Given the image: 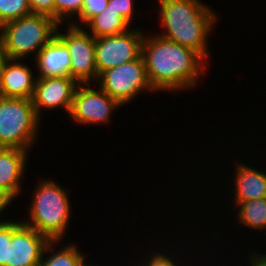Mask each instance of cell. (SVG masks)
Wrapping results in <instances>:
<instances>
[{
    "label": "cell",
    "instance_id": "1",
    "mask_svg": "<svg viewBox=\"0 0 266 266\" xmlns=\"http://www.w3.org/2000/svg\"><path fill=\"white\" fill-rule=\"evenodd\" d=\"M153 34L149 37L145 34L142 56L147 79L154 91L195 89L207 69L206 61L192 49Z\"/></svg>",
    "mask_w": 266,
    "mask_h": 266
},
{
    "label": "cell",
    "instance_id": "2",
    "mask_svg": "<svg viewBox=\"0 0 266 266\" xmlns=\"http://www.w3.org/2000/svg\"><path fill=\"white\" fill-rule=\"evenodd\" d=\"M159 36L190 48L209 62L208 39L217 21L216 11L201 0H158ZM214 27V28H213Z\"/></svg>",
    "mask_w": 266,
    "mask_h": 266
},
{
    "label": "cell",
    "instance_id": "3",
    "mask_svg": "<svg viewBox=\"0 0 266 266\" xmlns=\"http://www.w3.org/2000/svg\"><path fill=\"white\" fill-rule=\"evenodd\" d=\"M35 191L26 221L22 223L33 228L50 241H61L67 232L71 217L68 191L54 180L40 179Z\"/></svg>",
    "mask_w": 266,
    "mask_h": 266
},
{
    "label": "cell",
    "instance_id": "4",
    "mask_svg": "<svg viewBox=\"0 0 266 266\" xmlns=\"http://www.w3.org/2000/svg\"><path fill=\"white\" fill-rule=\"evenodd\" d=\"M58 25L49 16L33 13L1 25L0 31L9 59L23 61L31 54L35 53L36 56L56 35Z\"/></svg>",
    "mask_w": 266,
    "mask_h": 266
},
{
    "label": "cell",
    "instance_id": "5",
    "mask_svg": "<svg viewBox=\"0 0 266 266\" xmlns=\"http://www.w3.org/2000/svg\"><path fill=\"white\" fill-rule=\"evenodd\" d=\"M42 122L35 113L32 99L0 100V147L30 151L39 137Z\"/></svg>",
    "mask_w": 266,
    "mask_h": 266
},
{
    "label": "cell",
    "instance_id": "6",
    "mask_svg": "<svg viewBox=\"0 0 266 266\" xmlns=\"http://www.w3.org/2000/svg\"><path fill=\"white\" fill-rule=\"evenodd\" d=\"M99 87L122 106L146 91L155 92L149 84L143 56L102 72Z\"/></svg>",
    "mask_w": 266,
    "mask_h": 266
},
{
    "label": "cell",
    "instance_id": "7",
    "mask_svg": "<svg viewBox=\"0 0 266 266\" xmlns=\"http://www.w3.org/2000/svg\"><path fill=\"white\" fill-rule=\"evenodd\" d=\"M67 30L60 31L57 27L56 35L64 42L70 53L71 78L79 84L94 83L98 80L95 61V38L86 30L72 24H66Z\"/></svg>",
    "mask_w": 266,
    "mask_h": 266
},
{
    "label": "cell",
    "instance_id": "8",
    "mask_svg": "<svg viewBox=\"0 0 266 266\" xmlns=\"http://www.w3.org/2000/svg\"><path fill=\"white\" fill-rule=\"evenodd\" d=\"M130 28L126 32L95 39V61L98 76L123 63L138 59L142 55L145 31Z\"/></svg>",
    "mask_w": 266,
    "mask_h": 266
},
{
    "label": "cell",
    "instance_id": "9",
    "mask_svg": "<svg viewBox=\"0 0 266 266\" xmlns=\"http://www.w3.org/2000/svg\"><path fill=\"white\" fill-rule=\"evenodd\" d=\"M90 84H79L76 88L69 117L81 125H105L112 119L113 111L122 105L100 87L95 89Z\"/></svg>",
    "mask_w": 266,
    "mask_h": 266
},
{
    "label": "cell",
    "instance_id": "10",
    "mask_svg": "<svg viewBox=\"0 0 266 266\" xmlns=\"http://www.w3.org/2000/svg\"><path fill=\"white\" fill-rule=\"evenodd\" d=\"M50 240L22 221L11 220L7 266H39Z\"/></svg>",
    "mask_w": 266,
    "mask_h": 266
},
{
    "label": "cell",
    "instance_id": "11",
    "mask_svg": "<svg viewBox=\"0 0 266 266\" xmlns=\"http://www.w3.org/2000/svg\"><path fill=\"white\" fill-rule=\"evenodd\" d=\"M78 85L71 77L37 78L32 102L38 118H43L44 110L56 108H63L69 116Z\"/></svg>",
    "mask_w": 266,
    "mask_h": 266
},
{
    "label": "cell",
    "instance_id": "12",
    "mask_svg": "<svg viewBox=\"0 0 266 266\" xmlns=\"http://www.w3.org/2000/svg\"><path fill=\"white\" fill-rule=\"evenodd\" d=\"M28 152L0 147V198L8 205L22 194L21 179L27 168Z\"/></svg>",
    "mask_w": 266,
    "mask_h": 266
},
{
    "label": "cell",
    "instance_id": "13",
    "mask_svg": "<svg viewBox=\"0 0 266 266\" xmlns=\"http://www.w3.org/2000/svg\"><path fill=\"white\" fill-rule=\"evenodd\" d=\"M10 59L0 72V91L3 98L32 99L37 77L32 68Z\"/></svg>",
    "mask_w": 266,
    "mask_h": 266
},
{
    "label": "cell",
    "instance_id": "14",
    "mask_svg": "<svg viewBox=\"0 0 266 266\" xmlns=\"http://www.w3.org/2000/svg\"><path fill=\"white\" fill-rule=\"evenodd\" d=\"M37 78L71 77V58L64 42L55 35L34 58Z\"/></svg>",
    "mask_w": 266,
    "mask_h": 266
},
{
    "label": "cell",
    "instance_id": "15",
    "mask_svg": "<svg viewBox=\"0 0 266 266\" xmlns=\"http://www.w3.org/2000/svg\"><path fill=\"white\" fill-rule=\"evenodd\" d=\"M241 163L237 161L234 164V207L241 202L266 198V171H259L251 165Z\"/></svg>",
    "mask_w": 266,
    "mask_h": 266
},
{
    "label": "cell",
    "instance_id": "16",
    "mask_svg": "<svg viewBox=\"0 0 266 266\" xmlns=\"http://www.w3.org/2000/svg\"><path fill=\"white\" fill-rule=\"evenodd\" d=\"M84 26L95 39L121 34L131 28V25L110 6L92 17Z\"/></svg>",
    "mask_w": 266,
    "mask_h": 266
},
{
    "label": "cell",
    "instance_id": "17",
    "mask_svg": "<svg viewBox=\"0 0 266 266\" xmlns=\"http://www.w3.org/2000/svg\"><path fill=\"white\" fill-rule=\"evenodd\" d=\"M58 242L60 241H50L46 245L39 266H81L86 260L85 255L77 249L78 247L70 242L67 245L64 244L57 252H54L52 249L57 246L55 244ZM50 251L53 252V254H50ZM45 254L48 257L45 258Z\"/></svg>",
    "mask_w": 266,
    "mask_h": 266
},
{
    "label": "cell",
    "instance_id": "18",
    "mask_svg": "<svg viewBox=\"0 0 266 266\" xmlns=\"http://www.w3.org/2000/svg\"><path fill=\"white\" fill-rule=\"evenodd\" d=\"M235 215L238 222L247 228L265 229L266 231V198L241 202L236 206ZM246 225V226H245Z\"/></svg>",
    "mask_w": 266,
    "mask_h": 266
},
{
    "label": "cell",
    "instance_id": "19",
    "mask_svg": "<svg viewBox=\"0 0 266 266\" xmlns=\"http://www.w3.org/2000/svg\"><path fill=\"white\" fill-rule=\"evenodd\" d=\"M29 14L28 0H0V26Z\"/></svg>",
    "mask_w": 266,
    "mask_h": 266
},
{
    "label": "cell",
    "instance_id": "20",
    "mask_svg": "<svg viewBox=\"0 0 266 266\" xmlns=\"http://www.w3.org/2000/svg\"><path fill=\"white\" fill-rule=\"evenodd\" d=\"M55 2V21L62 25L66 23L72 24L75 17H79L82 11L83 0H54ZM66 20V22H65Z\"/></svg>",
    "mask_w": 266,
    "mask_h": 266
},
{
    "label": "cell",
    "instance_id": "21",
    "mask_svg": "<svg viewBox=\"0 0 266 266\" xmlns=\"http://www.w3.org/2000/svg\"><path fill=\"white\" fill-rule=\"evenodd\" d=\"M109 0H83V6L81 14L78 18H75V22L72 25L84 27V25L94 16L101 13L106 9ZM79 19V20H77ZM78 21V22H77ZM82 25H81V24ZM79 24V25H78Z\"/></svg>",
    "mask_w": 266,
    "mask_h": 266
},
{
    "label": "cell",
    "instance_id": "22",
    "mask_svg": "<svg viewBox=\"0 0 266 266\" xmlns=\"http://www.w3.org/2000/svg\"><path fill=\"white\" fill-rule=\"evenodd\" d=\"M11 244V221H0V266H7L9 247Z\"/></svg>",
    "mask_w": 266,
    "mask_h": 266
},
{
    "label": "cell",
    "instance_id": "23",
    "mask_svg": "<svg viewBox=\"0 0 266 266\" xmlns=\"http://www.w3.org/2000/svg\"><path fill=\"white\" fill-rule=\"evenodd\" d=\"M134 0H109L108 5L111 9L118 12L130 25H133L135 11Z\"/></svg>",
    "mask_w": 266,
    "mask_h": 266
},
{
    "label": "cell",
    "instance_id": "24",
    "mask_svg": "<svg viewBox=\"0 0 266 266\" xmlns=\"http://www.w3.org/2000/svg\"><path fill=\"white\" fill-rule=\"evenodd\" d=\"M148 255L150 256V252L149 254L146 255L147 256L146 261L143 260L142 264L141 265L139 264L137 266H178L180 263L179 260H174L176 258L171 257L170 254L166 255V252L164 254V251L163 253L160 250L158 253L152 252L150 258L148 257Z\"/></svg>",
    "mask_w": 266,
    "mask_h": 266
},
{
    "label": "cell",
    "instance_id": "25",
    "mask_svg": "<svg viewBox=\"0 0 266 266\" xmlns=\"http://www.w3.org/2000/svg\"><path fill=\"white\" fill-rule=\"evenodd\" d=\"M31 13L49 16L55 20L54 0H28Z\"/></svg>",
    "mask_w": 266,
    "mask_h": 266
},
{
    "label": "cell",
    "instance_id": "26",
    "mask_svg": "<svg viewBox=\"0 0 266 266\" xmlns=\"http://www.w3.org/2000/svg\"><path fill=\"white\" fill-rule=\"evenodd\" d=\"M8 54L6 52V48L4 46L3 38L0 31V72L5 67V64L9 61Z\"/></svg>",
    "mask_w": 266,
    "mask_h": 266
},
{
    "label": "cell",
    "instance_id": "27",
    "mask_svg": "<svg viewBox=\"0 0 266 266\" xmlns=\"http://www.w3.org/2000/svg\"><path fill=\"white\" fill-rule=\"evenodd\" d=\"M7 207H9V205L0 198V215L3 214V211L6 210Z\"/></svg>",
    "mask_w": 266,
    "mask_h": 266
},
{
    "label": "cell",
    "instance_id": "28",
    "mask_svg": "<svg viewBox=\"0 0 266 266\" xmlns=\"http://www.w3.org/2000/svg\"><path fill=\"white\" fill-rule=\"evenodd\" d=\"M87 261H84L83 263H82V265L81 266H98V265H95V264H91V263H86Z\"/></svg>",
    "mask_w": 266,
    "mask_h": 266
}]
</instances>
